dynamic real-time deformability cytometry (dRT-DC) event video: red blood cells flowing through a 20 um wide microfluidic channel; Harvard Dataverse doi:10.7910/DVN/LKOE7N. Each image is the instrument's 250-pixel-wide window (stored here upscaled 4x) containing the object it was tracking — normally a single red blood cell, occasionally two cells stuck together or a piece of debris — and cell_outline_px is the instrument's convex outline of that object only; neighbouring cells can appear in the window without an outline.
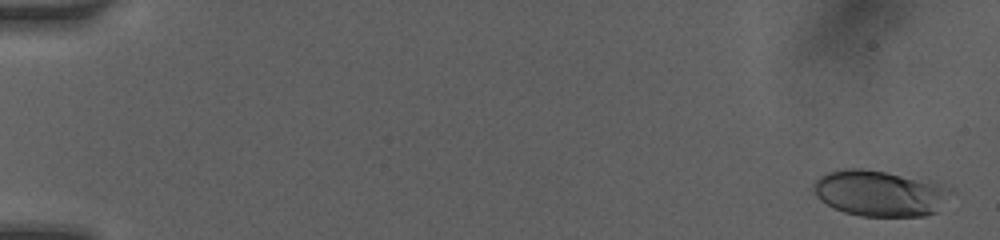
{"species": "human", "species_latin": "Homo sapiens", "temperature_condition": "room temperature", "stored_images_in_passage": 56, "camera_frame_rate_fps": 3000, "um_per_image_px": 0.085, "donor": {"sex": "female"}, "frame": {"image": 1, "passage_image": 2, "time_ms": 0.333, "image_size_px": [1000, 240], "cell_outline_px": [[956, 192], [936, 212], [924, 216], [860, 216], [844, 212], [820, 200], [816, 196], [812, 188], [816, 180], [820, 176], [828, 172], [844, 168], [860, 168], [884, 172], [936, 184], [948, 188]], "centroid_in_image_um": [74.76, 16.44], "position_along_channel_um": 10.2, "area_um2": 36.3}}
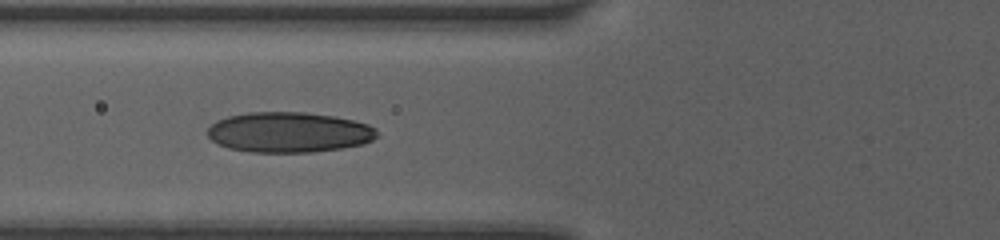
{"frame": {"image": 2, "passage_image": 37, "time_ms": 6.667, "image_size_px": [1000, 240], "cell_outline_px": [[380, 136], [364, 144], [340, 148], [312, 152], [252, 152], [228, 148], [212, 140], [208, 136], [208, 128], [216, 120], [228, 116], [248, 112], [304, 112], [336, 116], [368, 124], [376, 128]], "centroid_in_image_um": [24.59, 11.24], "position_along_channel_um": 101.2, "area_um2": 40.0}}
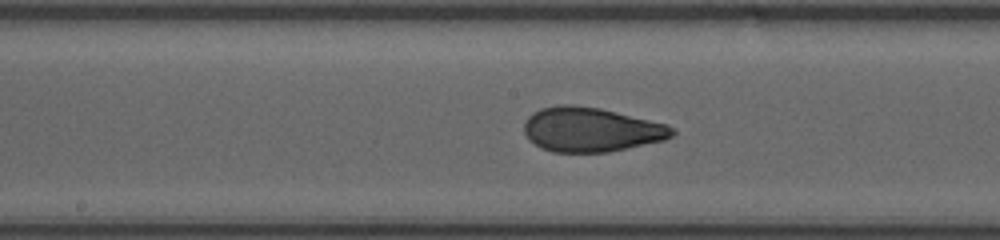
{"frame": {"image": 3, "passage_image": 55, "time_ms": 9.0, "image_size_px": [1000, 240], "cell_outline_px": [[676, 132], [672, 136], [664, 140], [608, 152], [552, 152], [540, 148], [528, 140], [524, 132], [524, 120], [532, 112], [540, 108], [560, 104], [572, 104], [600, 108], [668, 124]], "centroid_in_image_um": [50.19, 11.01], "position_along_channel_um": 198.0, "area_um2": 38.61}}